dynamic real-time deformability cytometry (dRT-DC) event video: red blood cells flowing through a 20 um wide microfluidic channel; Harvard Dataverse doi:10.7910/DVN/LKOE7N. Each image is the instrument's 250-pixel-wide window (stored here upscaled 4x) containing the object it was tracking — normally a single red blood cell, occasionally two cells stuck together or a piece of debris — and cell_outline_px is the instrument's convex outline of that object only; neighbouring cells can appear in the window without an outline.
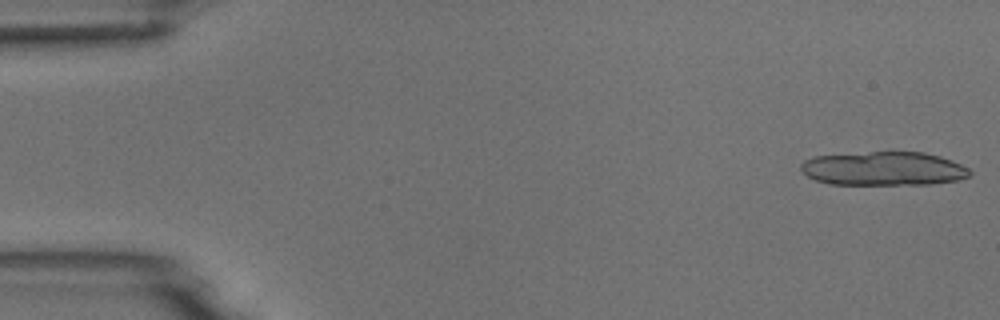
{"species": "common noctule bat (a hibernating species)", "species_latin": "Nyctalus noctula", "temperature_condition": "room temperature", "stored_images_in_passage": 14, "camera_frame_rate_fps": 3000, "um_per_image_px": 0.085, "animal": {"sex": "male", "body_mass_g": 18.8}, "frame": {"image": 1, "passage_image": 1, "time_ms": 0.0, "image_size_px": [1000, 320], "cell_outline_px": [[972, 172], [968, 176], [956, 180], [928, 184], [828, 184], [816, 180], [808, 176], [800, 168], [800, 164], [804, 160], [816, 156], [872, 152], [924, 152], [940, 156], [952, 160], [968, 168]], "centroid_in_image_um": [75.11, 14.33], "position_along_channel_um": 9.9, "area_um2": 33.06}}